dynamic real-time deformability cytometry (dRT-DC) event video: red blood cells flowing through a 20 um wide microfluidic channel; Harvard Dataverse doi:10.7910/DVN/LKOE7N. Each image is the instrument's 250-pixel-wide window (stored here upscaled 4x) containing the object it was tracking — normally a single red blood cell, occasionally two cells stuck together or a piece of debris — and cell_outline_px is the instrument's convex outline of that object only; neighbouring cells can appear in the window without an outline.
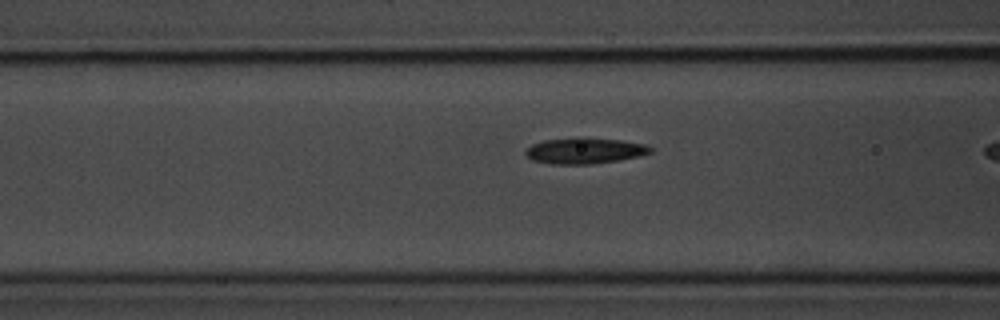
{"species": "common noctule bat (a hibernating species)", "species_latin": "Nyctalus noctula", "temperature_condition": "room temperature", "stored_images_in_passage": 21, "camera_frame_rate_fps": 3000, "um_per_image_px": 0.085, "animal": {"sex": "male", "body_mass_g": 20.1, "forearm_length_mm": 53.5}, "frame": {"image": 1, "passage_image": 10, "time_ms": 3.0, "image_size_px": [1000, 320], "cell_outline_px": [[652, 152], [640, 156], [616, 160], [588, 164], [552, 164], [532, 160], [524, 152], [532, 144], [544, 140], [576, 136], [584, 136], [624, 140], [644, 144], [652, 148]], "centroid_in_image_um": [49.7, 12.78], "position_along_channel_um": 116.9, "area_um2": 19.13}}